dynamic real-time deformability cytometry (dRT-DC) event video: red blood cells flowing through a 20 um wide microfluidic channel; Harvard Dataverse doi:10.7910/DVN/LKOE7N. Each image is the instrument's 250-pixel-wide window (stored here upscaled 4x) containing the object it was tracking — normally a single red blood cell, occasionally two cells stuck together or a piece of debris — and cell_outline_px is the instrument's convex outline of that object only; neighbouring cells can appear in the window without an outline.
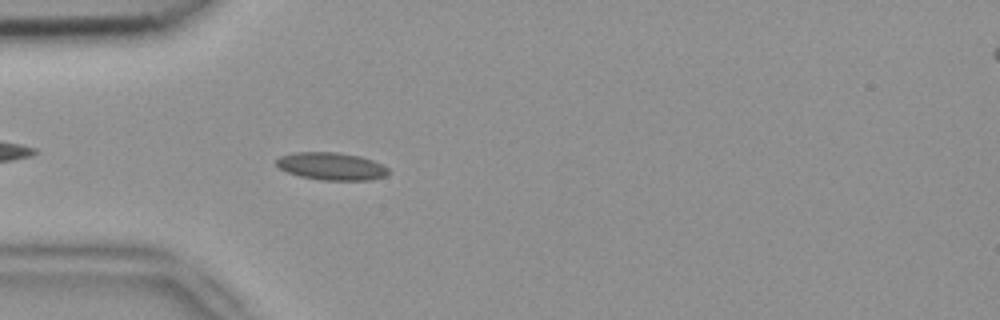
{"species": "common noctule bat (a hibernating species)", "species_latin": "Nyctalus noctula", "temperature_condition": "room temperature", "stored_images_in_passage": 3, "camera_frame_rate_fps": 3000, "um_per_image_px": 0.085, "animal": {"sex": "female", "body_mass_g": 18.4}, "frame": {"image": 1, "passage_image": 3, "time_ms": 0.667, "image_size_px": [1000, 320], "cell_outline_px": [[388, 172], [384, 176], [372, 180], [320, 180], [300, 176], [288, 172], [280, 168], [276, 164], [276, 160], [280, 156], [296, 152], [336, 152], [360, 156], [384, 164], [388, 168]], "centroid_in_image_um": [28.19, 14.13], "position_along_channel_um": 56.8, "area_um2": 17.98}}